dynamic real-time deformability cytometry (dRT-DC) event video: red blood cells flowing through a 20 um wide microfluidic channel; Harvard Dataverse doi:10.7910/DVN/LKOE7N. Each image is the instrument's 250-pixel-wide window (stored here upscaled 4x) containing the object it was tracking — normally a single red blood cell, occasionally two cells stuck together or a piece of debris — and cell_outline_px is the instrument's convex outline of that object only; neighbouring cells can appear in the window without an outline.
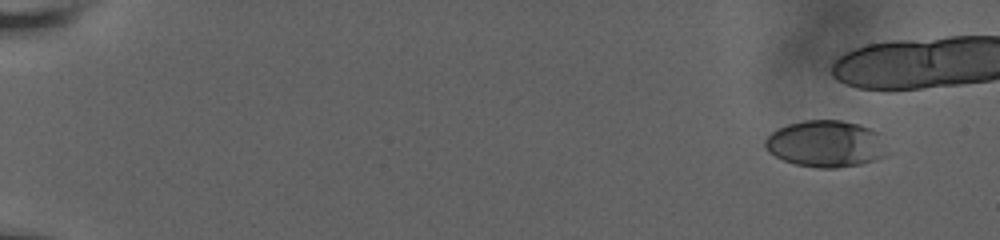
{"species": "human", "species_latin": "Homo sapiens", "temperature_condition": "room temperature", "stored_images_in_passage": 27, "camera_frame_rate_fps": 3000, "um_per_image_px": 0.085, "donor": {"sex": "male"}, "frame": {"image": 1, "passage_image": 1, "time_ms": 0.0, "image_size_px": [1000, 240], "cell_outline_px": [[892, 152], [876, 160], [860, 164], [836, 168], [816, 168], [796, 164], [784, 160], [768, 152], [764, 144], [764, 140], [772, 132], [788, 124], [804, 120], [840, 120], [856, 124], [880, 132]], "centroid_in_image_um": [70.27, 12.23], "position_along_channel_um": 14.7, "area_um2": 33.58}}
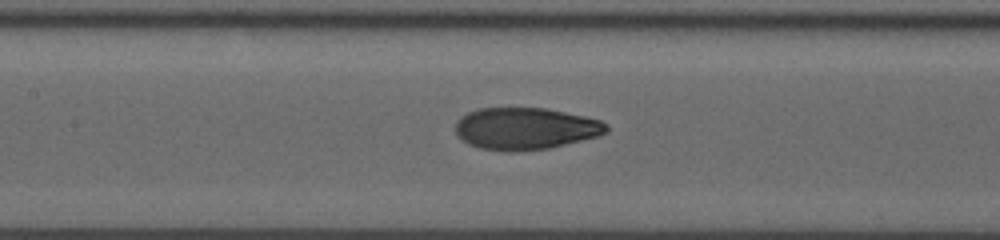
{"frame": {"image": 2, "passage_image": 16, "time_ms": 9.0, "image_size_px": [1000, 240], "cell_outline_px": [[608, 132], [600, 136], [548, 148], [512, 152], [508, 152], [480, 148], [468, 144], [456, 136], [456, 120], [460, 116], [468, 112], [480, 108], [544, 108], [584, 116], [600, 120], [608, 124]], "centroid_in_image_um": [44.65, 10.93], "position_along_channel_um": 162.8, "area_um2": 37.11}}
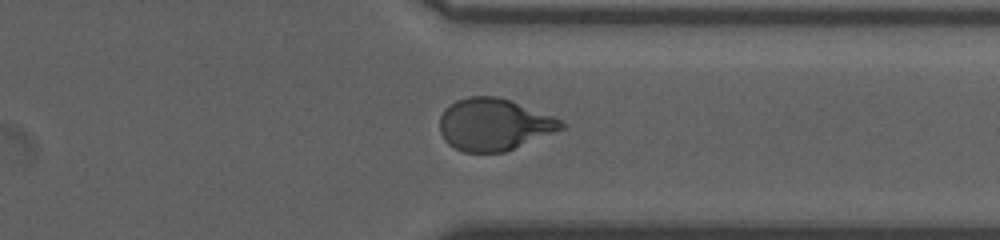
{"frame": {"image": 3, "passage_image": 25, "time_ms": 14.667, "image_size_px": [1000, 240], "cell_outline_px": [[568, 124], [564, 128], [504, 152], [464, 152], [448, 144], [444, 140], [440, 132], [440, 116], [444, 108], [456, 100], [468, 96], [496, 96], [508, 100], [552, 116]], "centroid_in_image_um": [41.94, 10.58], "position_along_channel_um": 369.5, "area_um2": 36.53}}